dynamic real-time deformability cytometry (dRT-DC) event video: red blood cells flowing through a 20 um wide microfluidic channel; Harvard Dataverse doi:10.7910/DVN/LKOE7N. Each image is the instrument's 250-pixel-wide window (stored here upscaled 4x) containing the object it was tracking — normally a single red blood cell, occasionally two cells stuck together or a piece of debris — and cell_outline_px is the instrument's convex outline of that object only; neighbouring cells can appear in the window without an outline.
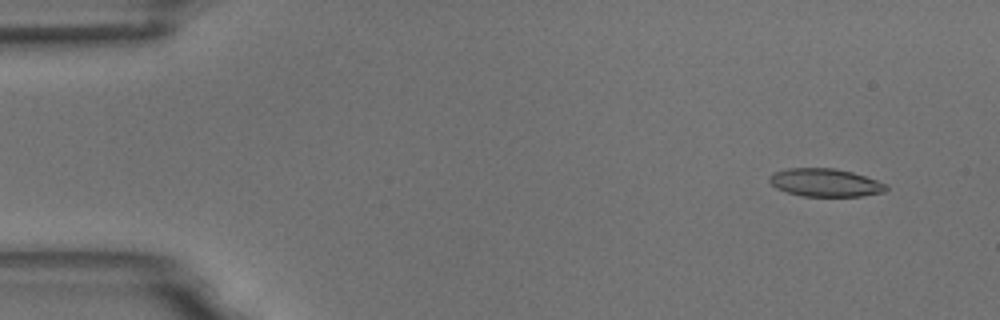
{"species": "common noctule bat (a hibernating species)", "species_latin": "Nyctalus noctula", "temperature_condition": "room temperature", "stored_images_in_passage": 7, "camera_frame_rate_fps": 3000, "um_per_image_px": 0.085, "animal": {"sex": "male", "body_mass_g": 18.8}, "frame": {"image": 1, "passage_image": 2, "time_ms": 1.0, "image_size_px": [1000, 320], "cell_outline_px": [[888, 188], [884, 192], [864, 196], [800, 196], [776, 188], [768, 180], [768, 176], [772, 172], [788, 168], [832, 168], [852, 172], [888, 184]], "centroid_in_image_um": [70.13, 15.52], "position_along_channel_um": 14.9, "area_um2": 19.13}}
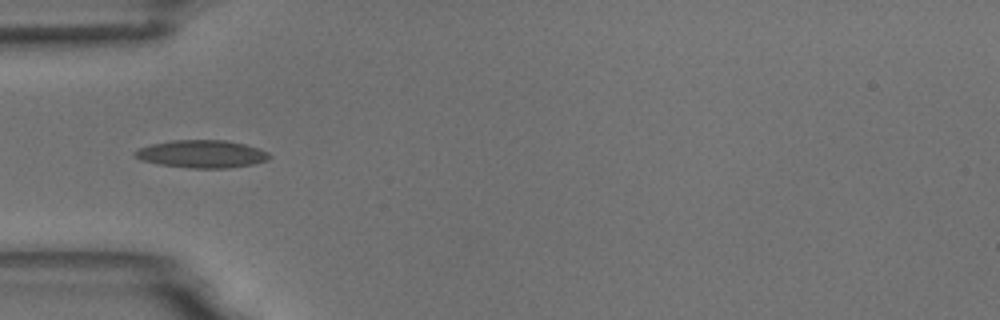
{"frame": {"image": 2, "passage_image": 5, "time_ms": 5.333, "image_size_px": [1000, 320], "cell_outline_px": [[272, 156], [268, 160], [252, 164], [228, 168], [192, 168], [160, 164], [140, 160], [132, 156], [132, 152], [140, 148], [152, 144], [172, 140], [224, 140], [244, 144], [260, 148], [268, 152]], "centroid_in_image_um": [17.15, 13.08], "position_along_channel_um": 67.8, "area_um2": 21.73}}